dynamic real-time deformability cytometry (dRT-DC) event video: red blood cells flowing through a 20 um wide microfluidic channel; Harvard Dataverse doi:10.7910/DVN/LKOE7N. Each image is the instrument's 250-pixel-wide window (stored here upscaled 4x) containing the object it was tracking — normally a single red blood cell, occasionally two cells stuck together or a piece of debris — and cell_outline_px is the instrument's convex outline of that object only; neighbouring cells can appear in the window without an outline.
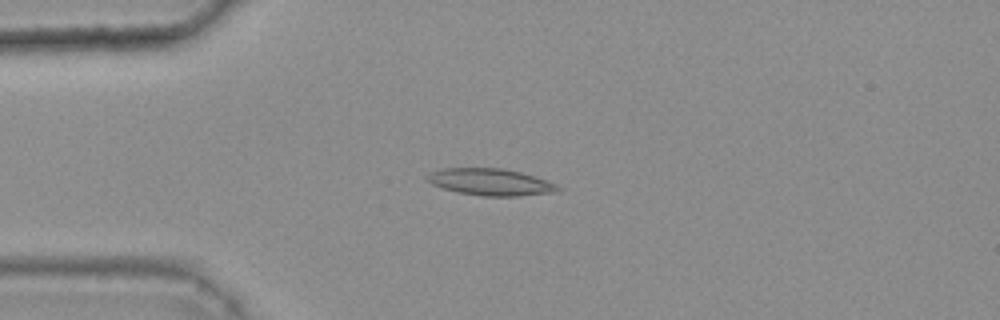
{"species": "common noctule bat (a hibernating species)", "species_latin": "Nyctalus noctula", "temperature_condition": "warm", "stored_images_in_passage": 45, "camera_frame_rate_fps": 3000, "um_per_image_px": 0.085, "animal": {"sex": "female", "body_mass_g": 25.1}, "frame": {"image": 1, "passage_image": 13, "time_ms": 4.0, "image_size_px": [1000, 320], "cell_outline_px": [[564, 188], [552, 192], [520, 196], [484, 196], [456, 192], [432, 184], [424, 180], [424, 176], [440, 168], [504, 168], [520, 172], [556, 184]], "centroid_in_image_um": [41.63, 15.47], "position_along_channel_um": 43.4, "area_um2": 20.4}}
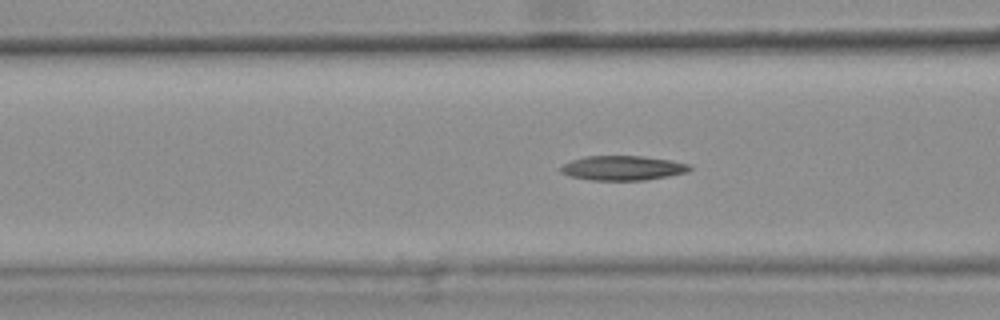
{"frame": {"image": 2, "passage_image": 20, "time_ms": 6.333, "image_size_px": [1000, 320], "cell_outline_px": [[692, 168], [688, 172], [668, 176], [644, 180], [592, 180], [568, 176], [560, 172], [560, 168], [564, 164], [572, 160], [584, 156], [640, 156], [672, 160], [692, 164]], "centroid_in_image_um": [52.95, 14.28], "position_along_channel_um": 113.6, "area_um2": 18.55}}
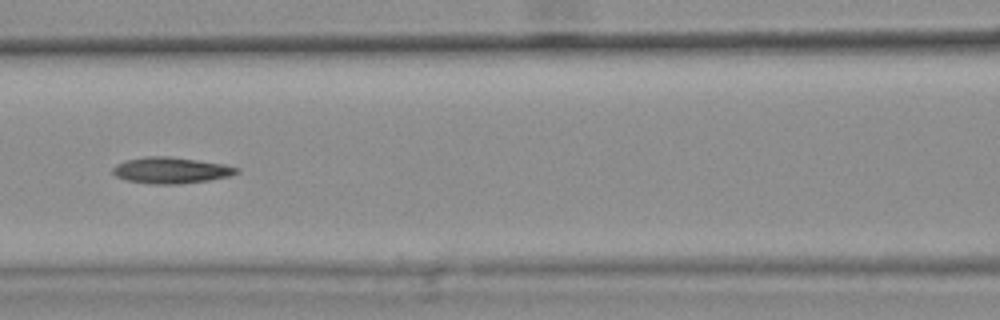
{"frame": {"image": 3, "passage_image": 23, "time_ms": 7.333, "image_size_px": [1000, 320], "cell_outline_px": [[240, 172], [228, 176], [208, 180], [180, 184], [152, 184], [128, 180], [116, 176], [112, 172], [112, 168], [116, 164], [124, 160], [144, 156], [168, 156], [224, 164], [240, 168]], "centroid_in_image_um": [14.51, 14.47], "position_along_channel_um": 152.1, "area_um2": 18.9}}